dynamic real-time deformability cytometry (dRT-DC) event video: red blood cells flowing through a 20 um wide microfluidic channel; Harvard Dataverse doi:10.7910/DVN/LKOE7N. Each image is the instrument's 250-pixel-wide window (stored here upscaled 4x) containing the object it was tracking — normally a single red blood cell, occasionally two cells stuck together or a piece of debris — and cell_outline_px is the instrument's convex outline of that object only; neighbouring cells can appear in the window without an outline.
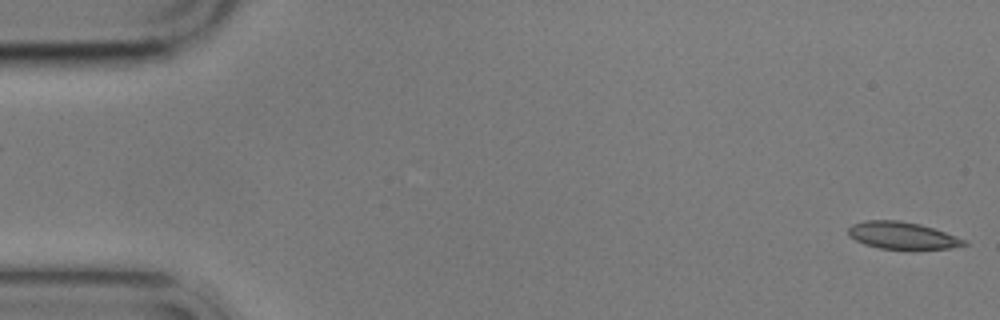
{"species": "common noctule bat (a hibernating species)", "species_latin": "Nyctalus noctula", "temperature_condition": "cold", "stored_images_in_passage": 2, "camera_frame_rate_fps": 3000, "um_per_image_px": 0.085, "animal": {"sex": "male", "body_mass_g": 17.9}, "frame": {"image": 1, "passage_image": 2, "time_ms": 1.0, "image_size_px": [1000, 320], "cell_outline_px": [[968, 244], [948, 248], [880, 248], [864, 244], [848, 236], [848, 228], [852, 224], [864, 220], [900, 220], [920, 224], [944, 232], [964, 240]], "centroid_in_image_um": [76.6, 19.99], "position_along_channel_um": 8.4, "area_um2": 17.86}}